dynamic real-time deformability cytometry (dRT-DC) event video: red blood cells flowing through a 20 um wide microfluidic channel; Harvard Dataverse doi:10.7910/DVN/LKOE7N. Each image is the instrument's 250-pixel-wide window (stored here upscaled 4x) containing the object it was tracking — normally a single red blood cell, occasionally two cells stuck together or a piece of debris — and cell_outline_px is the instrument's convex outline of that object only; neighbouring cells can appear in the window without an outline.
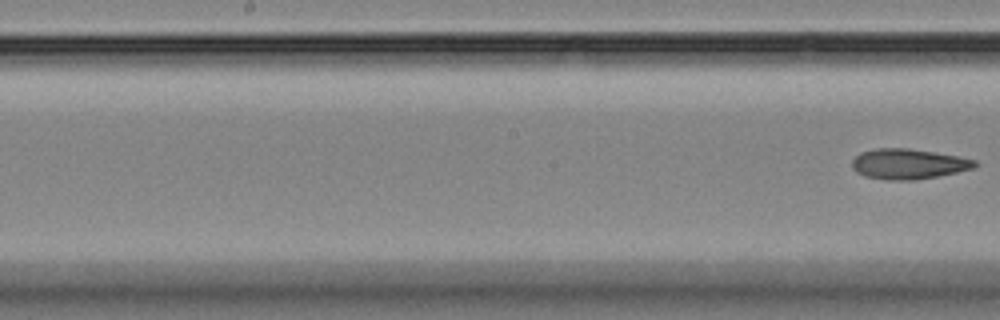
{"species": "Egyptian fruit bat (a non-hibernating species)", "species_latin": "Rousettus aegyptiacus", "temperature_condition": "room temperature", "stored_images_in_passage": 8, "segment_of_instrument_passage": [2, 2], "camera_frame_rate_fps": 3000, "um_per_image_px": 0.085, "animal": {"sex": "female"}, "frame": {"image": 1, "passage_image": 8, "time_ms": 9.333, "image_size_px": [1000, 320], "cell_outline_px": [[976, 164], [972, 168], [956, 172], [916, 180], [888, 180], [864, 176], [856, 172], [852, 168], [852, 160], [860, 152], [876, 148], [908, 148], [956, 156], [976, 160]], "centroid_in_image_um": [77.14, 13.93], "position_along_channel_um": 171.1, "area_um2": 21.44}}